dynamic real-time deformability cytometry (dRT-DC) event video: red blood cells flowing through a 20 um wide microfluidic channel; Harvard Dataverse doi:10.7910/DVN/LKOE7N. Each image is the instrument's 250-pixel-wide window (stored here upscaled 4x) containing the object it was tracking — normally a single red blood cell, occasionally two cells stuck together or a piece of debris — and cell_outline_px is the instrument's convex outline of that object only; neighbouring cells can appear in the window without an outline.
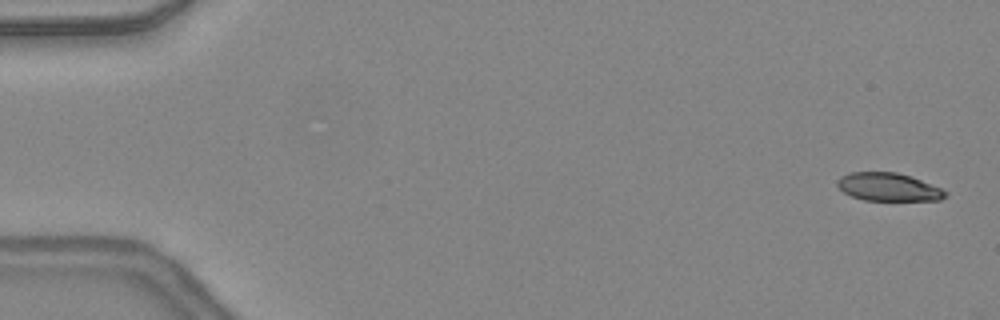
{"species": "common noctule bat (a hibernating species)", "species_latin": "Nyctalus noctula", "temperature_condition": "warm", "stored_images_in_passage": 47, "camera_frame_rate_fps": 3000, "um_per_image_px": 0.085, "animal": {"sex": "female", "body_mass_g": 24.6, "forearm_length_mm": 56.2}, "frame": {"image": 1, "passage_image": 2, "time_ms": 0.333, "image_size_px": [1000, 320], "cell_outline_px": [[948, 196], [940, 200], [864, 200], [852, 196], [844, 192], [836, 184], [836, 180], [840, 176], [852, 172], [896, 172], [920, 180], [940, 188], [948, 192]], "centroid_in_image_um": [75.5, 15.9], "position_along_channel_um": 9.5, "area_um2": 17.51}}
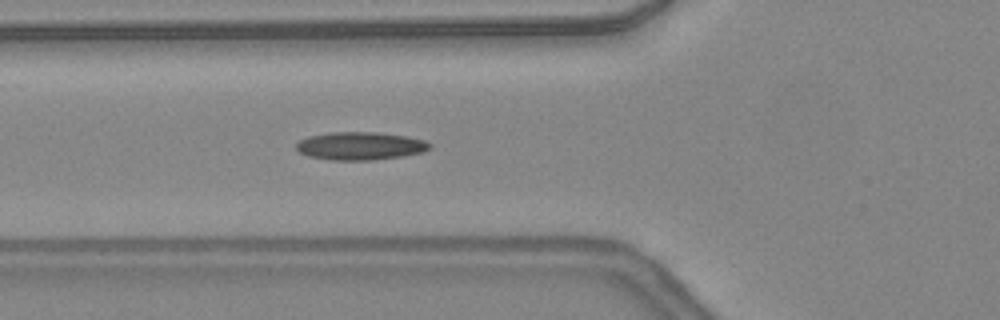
{"frame": {"image": 2, "passage_image": 18, "time_ms": 5.667, "image_size_px": [1000, 320], "cell_outline_px": [[432, 148], [424, 152], [400, 156], [372, 160], [328, 160], [308, 156], [300, 152], [296, 148], [296, 144], [300, 140], [308, 136], [332, 132], [376, 132], [408, 136], [424, 140], [432, 144]], "centroid_in_image_um": [30.64, 12.4], "position_along_channel_um": 95.2, "area_um2": 21.85}}
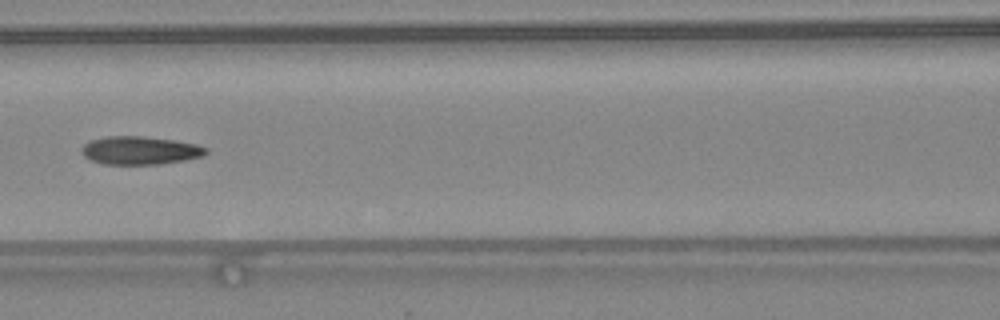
{"frame": {"image": 3, "passage_image": 22, "time_ms": 7.0, "image_size_px": [1000, 320], "cell_outline_px": [[208, 152], [204, 156], [184, 160], [160, 164], [104, 164], [88, 160], [80, 152], [80, 148], [88, 140], [104, 136], [144, 136], [172, 140], [196, 144], [208, 148]], "centroid_in_image_um": [11.85, 12.78], "position_along_channel_um": 154.8, "area_um2": 20.69}, "authors_computed_cell_mechanics": {"area_um2": 20.1722, "velocity_mm_per_s": 4.4013, "shape_relaxation_time_tau1_ms": null, "shape_relaxation_time_tau2_ms": 2.2653, "deformation_change_tau1": null, "deformation_change_tau2": 0.0966}}